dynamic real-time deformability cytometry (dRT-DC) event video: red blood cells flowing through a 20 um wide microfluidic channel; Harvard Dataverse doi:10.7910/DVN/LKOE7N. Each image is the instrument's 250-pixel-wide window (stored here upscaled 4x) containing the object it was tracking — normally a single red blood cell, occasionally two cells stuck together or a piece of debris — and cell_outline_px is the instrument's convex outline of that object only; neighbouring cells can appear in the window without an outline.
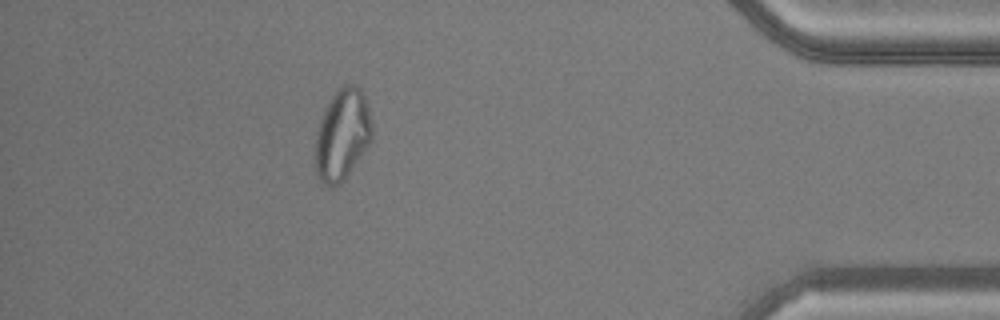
{"species": "common noctule bat (a hibernating species)", "species_latin": "Nyctalus noctula", "temperature_condition": "warm", "stored_images_in_passage": 38, "camera_frame_rate_fps": 3000, "um_per_image_px": 0.085, "animal": {"sex": "male", "body_mass_g": 20.5, "forearm_length_mm": 52.5}, "frame": {"image": 1, "passage_image": 33, "time_ms": 10.667, "image_size_px": [1000, 320], "cell_outline_px": [[372, 140], [344, 180], [336, 188], [320, 180], [316, 172], [316, 132], [324, 108], [336, 88], [340, 84], [356, 84], [360, 88], [364, 96], [368, 108], [372, 124]], "centroid_in_image_um": [29.1, 11.4], "position_along_channel_um": 406.1, "area_um2": 30.29}}